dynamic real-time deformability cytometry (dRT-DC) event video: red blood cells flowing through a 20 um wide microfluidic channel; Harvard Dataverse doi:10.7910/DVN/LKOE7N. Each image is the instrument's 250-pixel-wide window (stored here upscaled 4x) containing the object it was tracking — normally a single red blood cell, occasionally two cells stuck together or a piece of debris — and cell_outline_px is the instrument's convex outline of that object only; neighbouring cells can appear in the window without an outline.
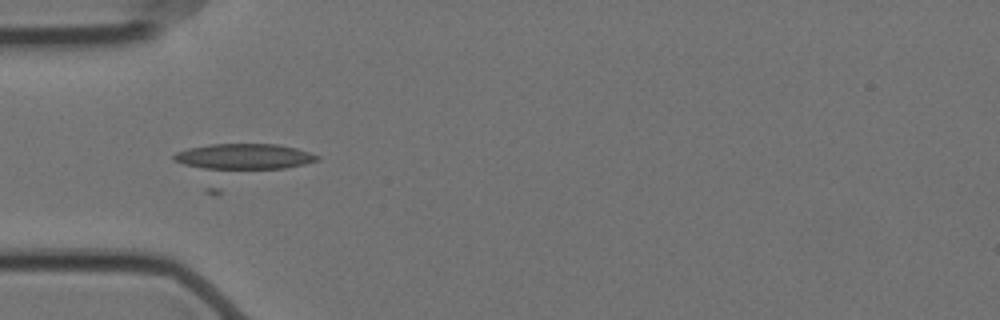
{"species": "Egyptian fruit bat (a non-hibernating species)", "species_latin": "Rousettus aegyptiacus", "temperature_condition": "cold", "stored_images_in_passage": 41, "camera_frame_rate_fps": 3000, "um_per_image_px": 0.085, "animal": {"sex": "female"}, "frame": {"image": 1, "passage_image": 6, "time_ms": 1.667, "image_size_px": [1000, 320], "cell_outline_px": [[320, 160], [216, 196], [204, 192], [172, 160], [172, 156], [176, 152], [188, 148], [212, 144], [276, 144], [296, 148], [320, 156]], "centroid_in_image_um": [20.25, 13.97], "position_along_channel_um": 64.7, "area_um2": 34.45}}
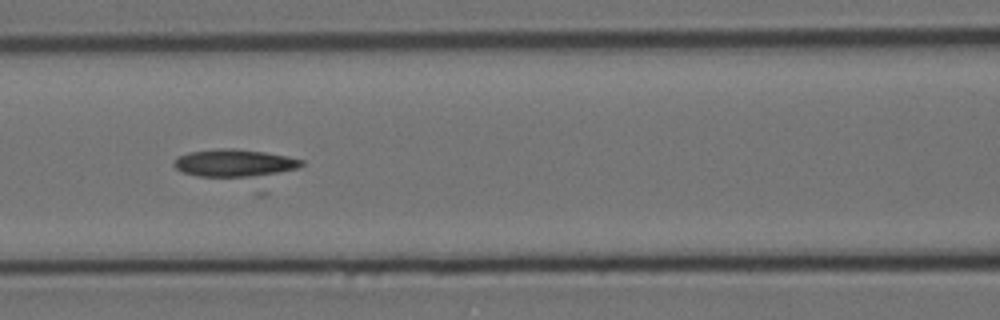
{"frame": {"image": 2, "passage_image": 13, "time_ms": 4.0, "image_size_px": [1000, 320], "cell_outline_px": [[304, 164], [300, 168], [268, 176], [200, 176], [184, 172], [176, 168], [172, 164], [172, 160], [176, 156], [188, 152], [220, 148], [232, 148], [264, 152], [288, 156], [304, 160]], "centroid_in_image_um": [19.96, 13.85], "position_along_channel_um": 146.6, "area_um2": 20.69}}
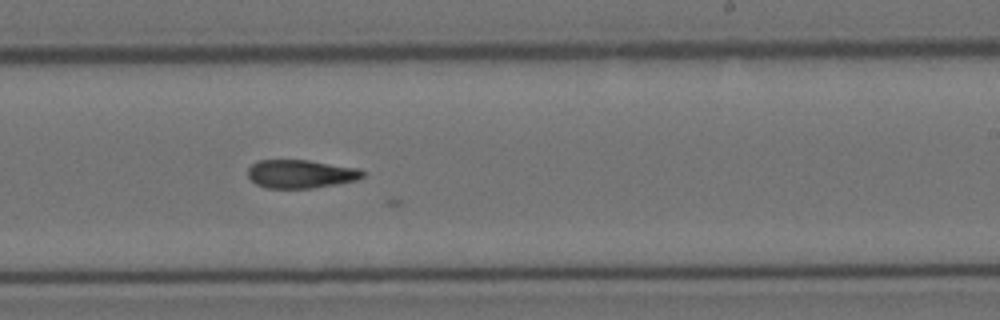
{"frame": {"image": 3, "passage_image": 23, "time_ms": 7.333, "image_size_px": [1000, 320], "cell_outline_px": [[368, 172], [364, 176], [356, 180], [336, 184], [312, 188], [264, 188], [256, 184], [248, 176], [248, 168], [252, 164], [260, 160], [308, 160], [360, 168]], "centroid_in_image_um": [25.6, 14.78], "position_along_channel_um": 263.4, "area_um2": 19.13}}